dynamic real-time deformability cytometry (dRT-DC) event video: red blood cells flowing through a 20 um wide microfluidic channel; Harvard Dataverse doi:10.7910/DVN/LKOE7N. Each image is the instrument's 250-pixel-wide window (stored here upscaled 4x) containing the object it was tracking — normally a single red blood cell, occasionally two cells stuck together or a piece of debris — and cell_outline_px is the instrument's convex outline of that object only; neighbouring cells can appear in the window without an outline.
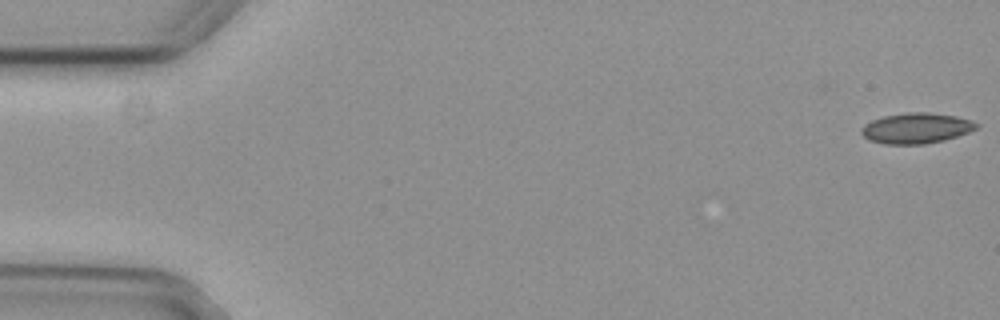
{"species": "common noctule bat (a hibernating species)", "species_latin": "Nyctalus noctula", "temperature_condition": "cold", "stored_images_in_passage": 5, "camera_frame_rate_fps": 3000, "um_per_image_px": 0.085, "animal": {"sex": "female", "body_mass_g": 29.2, "forearm_length_mm": 56.3}, "frame": {"image": 1, "passage_image": 1, "time_ms": 0.0, "image_size_px": [1000, 320], "cell_outline_px": [[980, 124], [976, 128], [968, 132], [944, 140], [924, 144], [884, 144], [868, 140], [860, 132], [860, 128], [864, 124], [872, 120], [884, 116], [908, 112], [928, 112], [956, 116], [972, 120]], "centroid_in_image_um": [77.86, 10.89], "position_along_channel_um": 7.1, "area_um2": 20.52}}
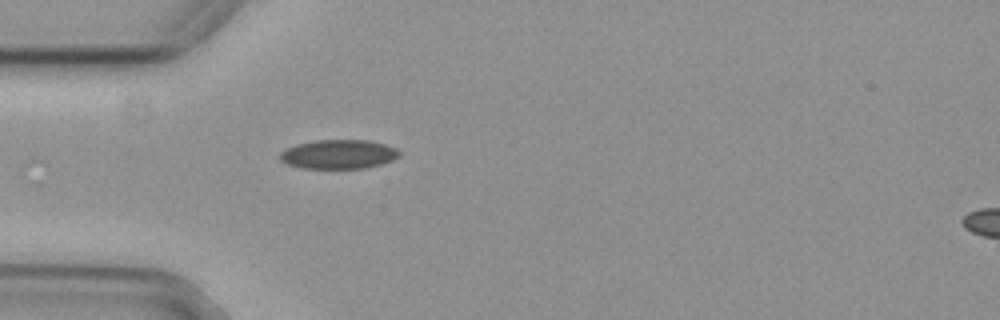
{"frame": {"image": 2, "passage_image": 5, "time_ms": 1.333, "image_size_px": [1000, 320], "cell_outline_px": [[400, 156], [392, 160], [380, 164], [364, 168], [300, 168], [288, 164], [280, 160], [280, 152], [296, 144], [316, 140], [368, 140], [384, 144], [396, 148], [400, 152]], "centroid_in_image_um": [28.78, 13.11], "position_along_channel_um": 56.2, "area_um2": 20.17}}